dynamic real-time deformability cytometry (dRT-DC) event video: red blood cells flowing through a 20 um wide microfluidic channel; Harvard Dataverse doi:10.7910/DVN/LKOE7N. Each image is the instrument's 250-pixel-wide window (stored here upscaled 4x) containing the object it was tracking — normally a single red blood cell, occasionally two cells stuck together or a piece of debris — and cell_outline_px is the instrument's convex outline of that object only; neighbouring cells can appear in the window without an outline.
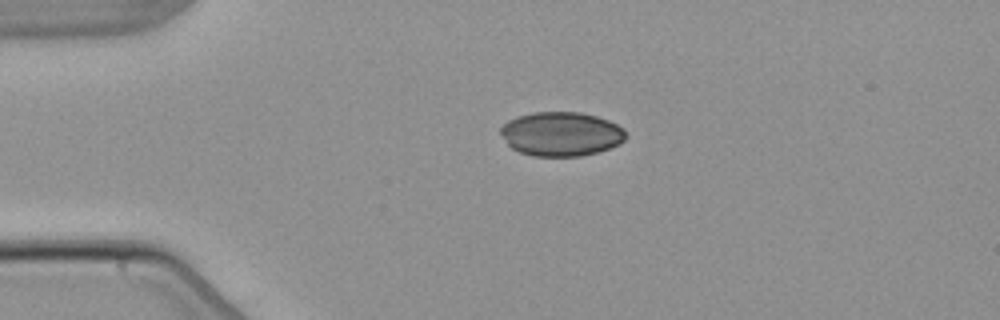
{"species": "common noctule bat (a hibernating species)", "species_latin": "Nyctalus noctula", "temperature_condition": "warm", "stored_images_in_passage": 3, "camera_frame_rate_fps": 3000, "um_per_image_px": 0.085, "animal": {"sex": "male", "body_mass_g": 21.5, "forearm_length_mm": 52.0}, "frame": {"image": 1, "passage_image": 2, "time_ms": 1.333, "image_size_px": [1000, 320], "cell_outline_px": [[628, 136], [620, 144], [596, 152], [580, 156], [532, 156], [520, 152], [512, 148], [508, 144], [500, 132], [500, 128], [508, 120], [516, 116], [532, 112], [580, 112], [596, 116], [608, 120], [624, 128]], "centroid_in_image_um": [47.71, 11.38], "position_along_channel_um": 37.3, "area_um2": 32.31}}